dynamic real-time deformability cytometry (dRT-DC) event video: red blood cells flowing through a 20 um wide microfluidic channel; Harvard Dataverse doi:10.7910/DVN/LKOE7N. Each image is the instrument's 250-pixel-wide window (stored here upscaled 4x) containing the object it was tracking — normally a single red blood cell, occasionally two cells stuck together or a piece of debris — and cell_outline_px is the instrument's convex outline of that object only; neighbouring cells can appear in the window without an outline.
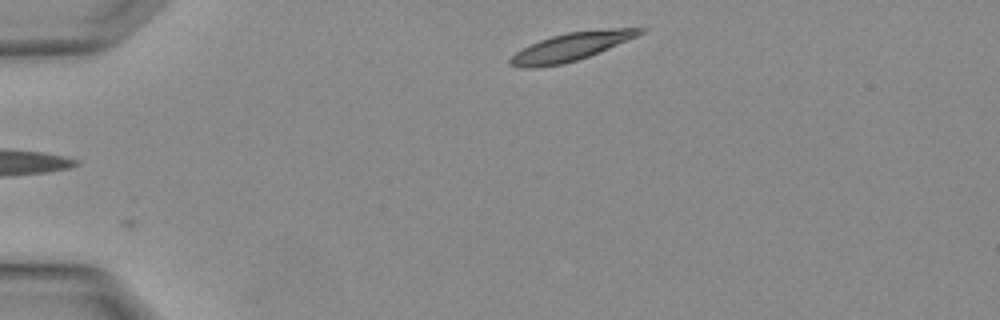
{"species": "Egyptian fruit bat (a non-hibernating species)", "species_latin": "Rousettus aegyptiacus", "temperature_condition": "warm", "stored_images_in_passage": 1, "camera_frame_rate_fps": 3000, "um_per_image_px": 0.085, "animal": {"sex": "female"}, "frame": {"image": 1, "passage_image": 1, "time_ms": 0.0, "image_size_px": [1000, 320], "cell_outline_px": [[648, 28], [644, 32], [636, 36], [588, 56], [576, 60], [560, 64], [528, 68], [520, 68], [508, 64], [508, 60], [516, 52], [540, 40], [552, 36], [568, 32], [612, 28]], "centroid_in_image_um": [48.51, 3.97], "position_along_channel_um": 36.5, "area_um2": 20.63}}